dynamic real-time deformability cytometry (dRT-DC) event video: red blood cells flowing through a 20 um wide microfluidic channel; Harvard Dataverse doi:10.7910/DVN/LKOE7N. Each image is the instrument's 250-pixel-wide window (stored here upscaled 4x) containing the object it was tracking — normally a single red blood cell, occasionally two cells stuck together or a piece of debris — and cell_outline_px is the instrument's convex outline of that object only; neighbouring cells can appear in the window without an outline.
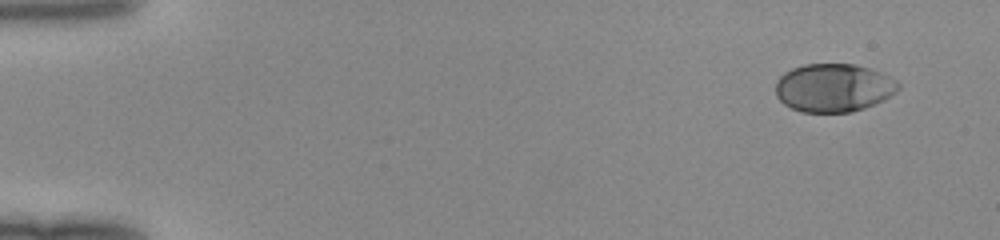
{"species": "human", "species_latin": "Homo sapiens", "temperature_condition": "room temperature", "stored_images_in_passage": 47, "camera_frame_rate_fps": 3000, "um_per_image_px": 0.085, "donor": {"sex": "female"}, "frame": {"image": 1, "passage_image": 1, "time_ms": 0.0, "image_size_px": [1000, 240], "cell_outline_px": [[900, 88], [896, 92], [884, 100], [864, 108], [852, 112], [800, 112], [784, 104], [776, 96], [776, 80], [784, 72], [792, 68], [804, 64], [856, 64], [880, 72], [896, 80], [900, 84]], "centroid_in_image_um": [70.85, 7.46], "position_along_channel_um": 14.2, "area_um2": 34.68}}
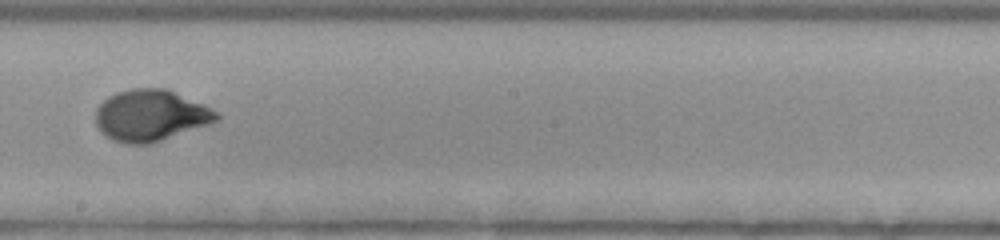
{"frame": {"image": 2, "passage_image": 27, "time_ms": 8.667, "image_size_px": [1000, 240], "cell_outline_px": [[220, 120], [148, 144], [124, 144], [112, 140], [104, 136], [100, 132], [96, 124], [96, 108], [108, 96], [116, 92], [132, 88], [168, 88], [204, 104], [216, 112], [220, 116]], "centroid_in_image_um": [12.77, 9.8], "position_along_channel_um": 235.4, "area_um2": 36.3}}
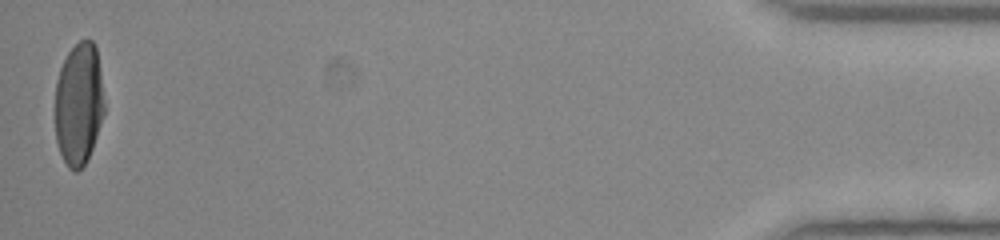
{"frame": {"image": 3, "passage_image": 47, "time_ms": 15.333, "image_size_px": [1000, 240], "cell_outline_px": [[104, 112], [92, 148], [84, 164], [76, 172], [68, 168], [60, 152], [56, 140], [56, 80], [60, 68], [68, 52], [80, 40], [92, 40], [96, 48], [100, 72], [104, 100]], "centroid_in_image_um": [6.69, 8.83], "position_along_channel_um": 428.5, "area_um2": 34.74}}